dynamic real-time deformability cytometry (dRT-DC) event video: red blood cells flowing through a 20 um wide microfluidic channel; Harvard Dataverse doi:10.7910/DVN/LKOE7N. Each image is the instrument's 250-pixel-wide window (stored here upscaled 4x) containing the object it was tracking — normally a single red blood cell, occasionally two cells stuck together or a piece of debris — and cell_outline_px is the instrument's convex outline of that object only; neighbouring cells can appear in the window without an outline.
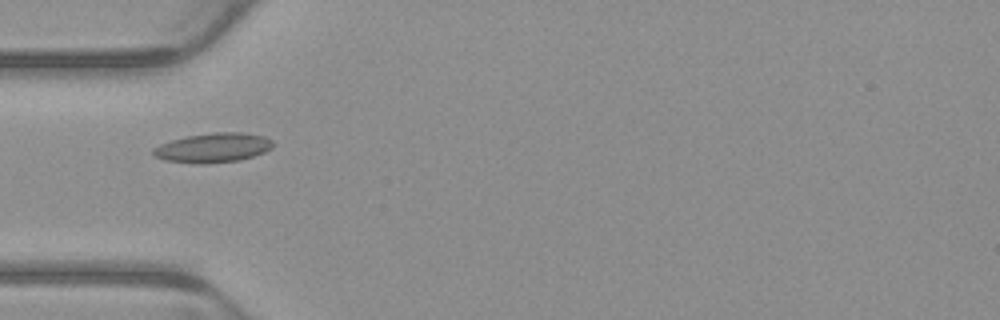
{"species": "common noctule bat (a hibernating species)", "species_latin": "Nyctalus noctula", "temperature_condition": "warm", "stored_images_in_passage": 1, "camera_frame_rate_fps": 3000, "um_per_image_px": 0.085, "animal": {"sex": "male", "body_mass_g": 23.1, "forearm_length_mm": 52.7}, "frame": {"image": 1, "passage_image": 1, "time_ms": 0.0, "image_size_px": [1000, 320], "cell_outline_px": [[276, 144], [272, 148], [264, 152], [240, 160], [204, 164], [196, 164], [164, 160], [156, 156], [152, 152], [152, 148], [160, 144], [172, 140], [188, 136], [216, 132], [244, 132], [264, 136], [272, 140]], "centroid_in_image_um": [18.14, 12.56], "position_along_channel_um": 66.9, "area_um2": 20.63}}